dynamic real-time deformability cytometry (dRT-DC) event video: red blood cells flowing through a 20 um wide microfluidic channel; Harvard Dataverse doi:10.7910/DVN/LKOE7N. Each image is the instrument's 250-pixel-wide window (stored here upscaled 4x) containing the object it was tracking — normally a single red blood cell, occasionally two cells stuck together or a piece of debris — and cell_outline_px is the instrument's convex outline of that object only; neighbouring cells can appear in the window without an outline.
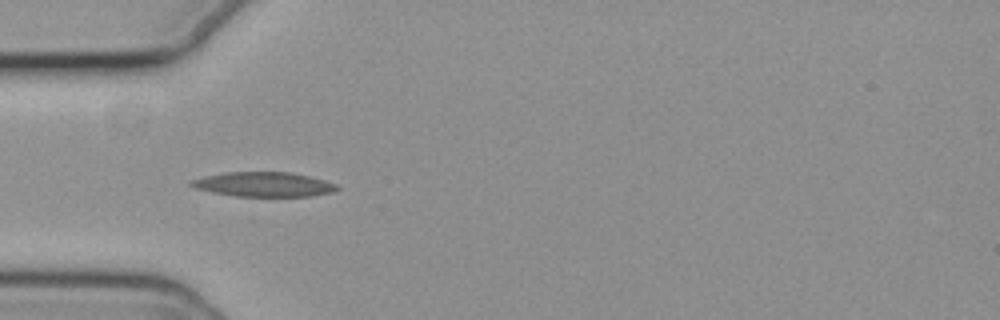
{"species": "common noctule bat (a hibernating species)", "species_latin": "Nyctalus noctula", "temperature_condition": "cold", "stored_images_in_passage": 37, "camera_frame_rate_fps": 3000, "um_per_image_px": 0.085, "animal": {"sex": "female", "body_mass_g": 19.3, "forearm_length_mm": 54.1}, "frame": {"image": 1, "passage_image": 2, "time_ms": 0.333, "image_size_px": [1000, 320], "cell_outline_px": [[340, 188], [336, 192], [312, 196], [236, 196], [212, 192], [192, 188], [188, 184], [188, 180], [204, 176], [224, 172], [288, 172], [308, 176], [324, 180], [336, 184]], "centroid_in_image_um": [22.38, 15.67], "position_along_channel_um": 62.6, "area_um2": 21.1}}
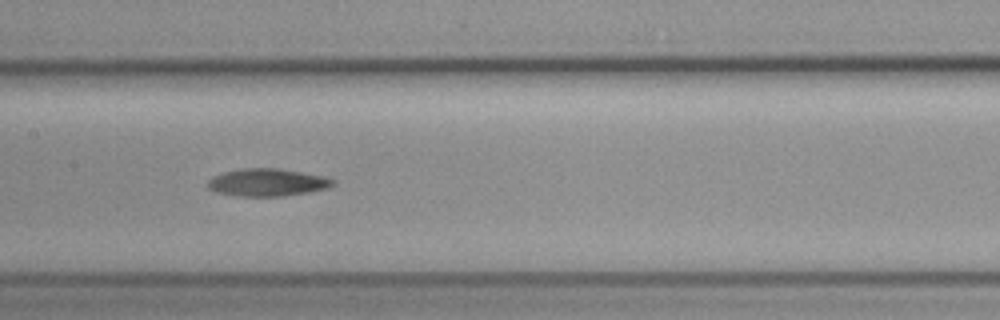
{"frame": {"image": 2, "passage_image": 12, "time_ms": 3.667, "image_size_px": [1000, 320], "cell_outline_px": [[336, 184], [328, 188], [312, 192], [284, 196], [236, 196], [216, 192], [208, 188], [208, 180], [212, 176], [224, 172], [240, 168], [276, 168], [300, 172], [320, 176], [336, 180]], "centroid_in_image_um": [22.72, 15.51], "position_along_channel_um": 184.7, "area_um2": 20.17}}
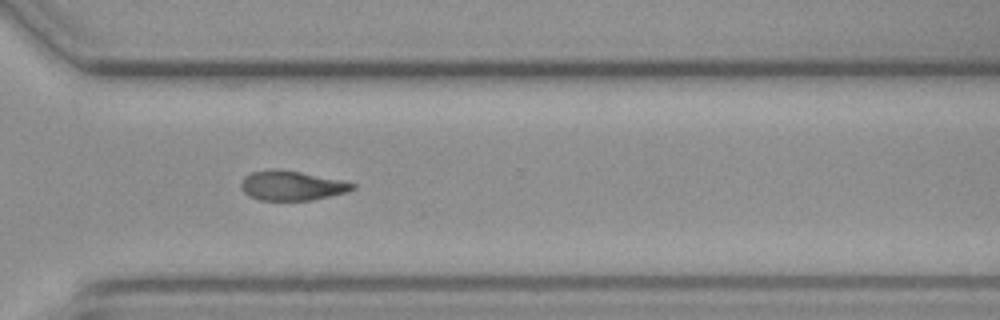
{"frame": {"image": 3, "passage_image": 25, "time_ms": 8.0, "image_size_px": [1000, 320], "cell_outline_px": [[356, 188], [348, 192], [312, 200], [260, 200], [248, 196], [240, 188], [240, 184], [244, 176], [252, 172], [276, 168], [300, 172], [356, 184]], "centroid_in_image_um": [24.75, 15.78], "position_along_channel_um": 345.8, "area_um2": 19.13}, "authors_computed_cell_mechanics": {"area_um2": 19.363, "velocity_mm_per_s": 3.7159, "shape_relaxation_time_tau1_ms": 5.0631, "shape_relaxation_time_tau2_ms": null, "deformation_change_tau1": 0.1471, "deformation_change_tau2": null}}